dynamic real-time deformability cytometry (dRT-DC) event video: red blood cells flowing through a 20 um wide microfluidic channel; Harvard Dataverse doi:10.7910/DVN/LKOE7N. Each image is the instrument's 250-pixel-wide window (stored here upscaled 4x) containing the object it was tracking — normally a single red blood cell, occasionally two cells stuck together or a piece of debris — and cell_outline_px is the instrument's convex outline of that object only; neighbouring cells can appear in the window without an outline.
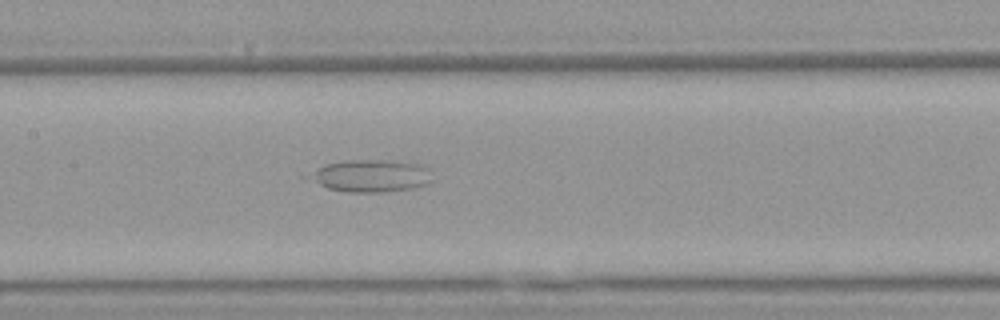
{"species": "Egyptian fruit bat (a non-hibernating species)", "species_latin": "Rousettus aegyptiacus", "temperature_condition": "warm", "stored_images_in_passage": 35, "camera_frame_rate_fps": 3000, "um_per_image_px": 0.085, "animal": {"sex": "female"}, "frame": {"image": 1, "passage_image": 13, "time_ms": 4.0, "image_size_px": [1000, 320], "cell_outline_px": [[432, 180], [424, 184], [412, 188], [384, 192], [352, 192], [328, 188], [300, 176], [324, 164], [344, 160], [388, 160], [420, 164], [424, 168]], "centroid_in_image_um": [31.37, 14.93], "position_along_channel_um": 176.0, "area_um2": 23.18}}
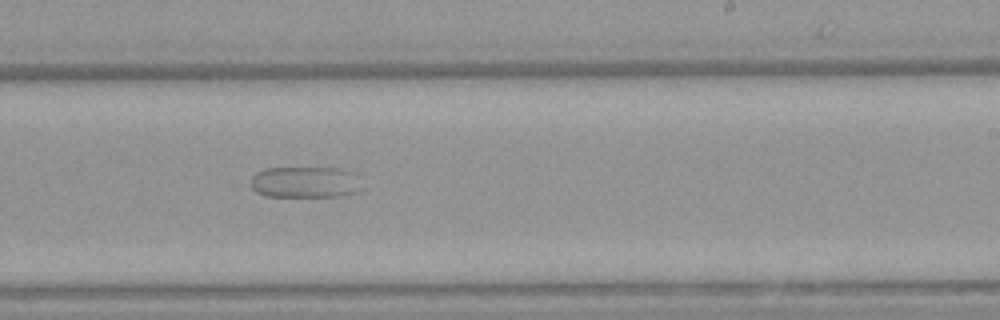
{"frame": {"image": 2, "passage_image": 20, "time_ms": 6.333, "image_size_px": [1000, 320], "cell_outline_px": [[364, 188], [360, 192], [344, 196], [264, 196], [256, 192], [252, 188], [252, 176], [256, 172], [264, 168], [344, 168], [356, 172]], "centroid_in_image_um": [26.04, 15.48], "position_along_channel_um": 263.0, "area_um2": 20.81}}
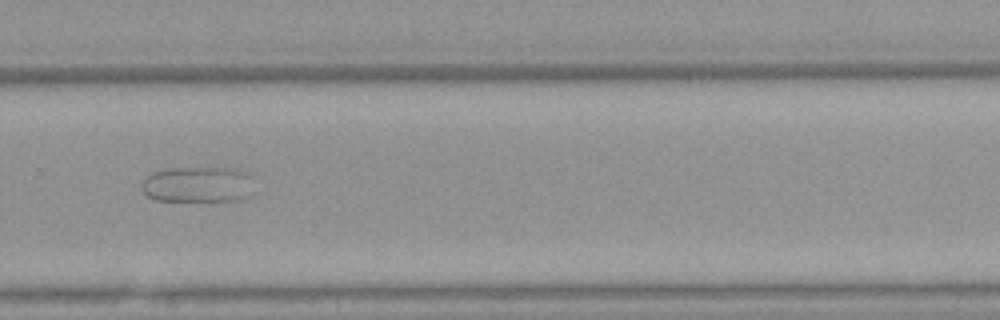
{"frame": {"image": 3, "passage_image": 24, "time_ms": 7.667, "image_size_px": [1000, 320], "cell_outline_px": [[256, 176], [248, 196], [236, 200], [156, 200], [148, 196], [140, 188], [140, 184], [152, 172], [168, 168], [236, 168]], "centroid_in_image_um": [16.84, 15.65], "position_along_channel_um": 313.0, "area_um2": 23.58}}